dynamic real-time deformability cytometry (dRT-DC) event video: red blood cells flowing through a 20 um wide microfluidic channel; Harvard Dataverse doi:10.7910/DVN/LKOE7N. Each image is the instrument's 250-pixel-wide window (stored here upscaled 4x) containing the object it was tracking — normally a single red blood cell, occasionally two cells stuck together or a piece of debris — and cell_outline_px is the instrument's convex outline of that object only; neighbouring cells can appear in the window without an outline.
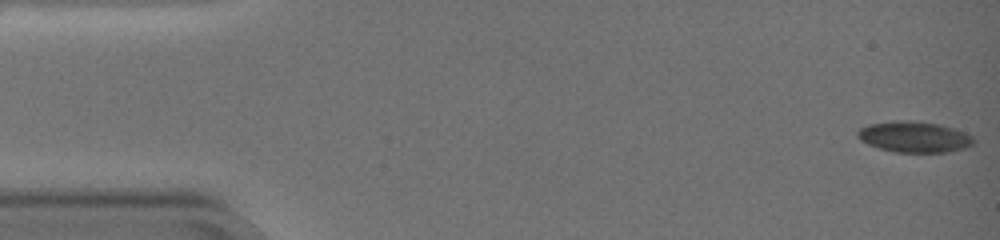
{"species": "common noctule bat (a hibernating species)", "species_latin": "Nyctalus noctula", "temperature_condition": "warm", "stored_images_in_passage": 59, "camera_frame_rate_fps": 3000, "um_per_image_px": 0.085, "animal": {"sex": "female", "body_mass_g": 19.0, "forearm_length_mm": 51.5}, "frame": {"image": 1, "passage_image": 1, "time_ms": 0.0, "image_size_px": [1000, 240], "cell_outline_px": [[976, 140], [972, 144], [964, 148], [948, 152], [896, 152], [880, 148], [868, 144], [860, 140], [856, 136], [856, 132], [860, 128], [868, 124], [892, 120], [912, 120], [940, 124], [964, 132], [972, 136]], "centroid_in_image_um": [77.68, 11.62], "position_along_channel_um": 7.3, "area_um2": 21.04}}
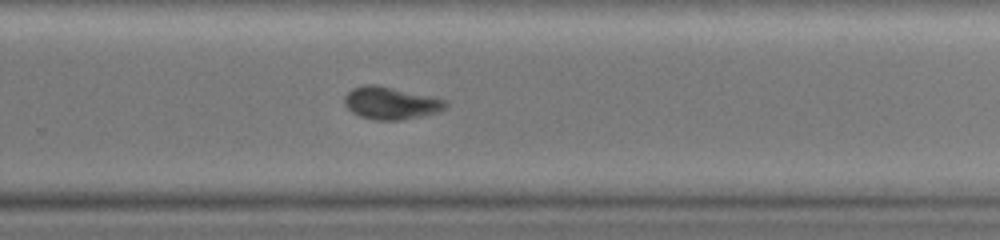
{"frame": {"image": 2, "passage_image": 40, "time_ms": 13.0, "image_size_px": [1000, 240], "cell_outline_px": [[448, 108], [440, 112], [404, 120], [376, 120], [360, 116], [352, 112], [344, 104], [344, 96], [352, 88], [364, 84], [376, 84], [448, 100]], "centroid_in_image_um": [33.25, 8.76], "position_along_channel_um": 296.6, "area_um2": 19.36}}
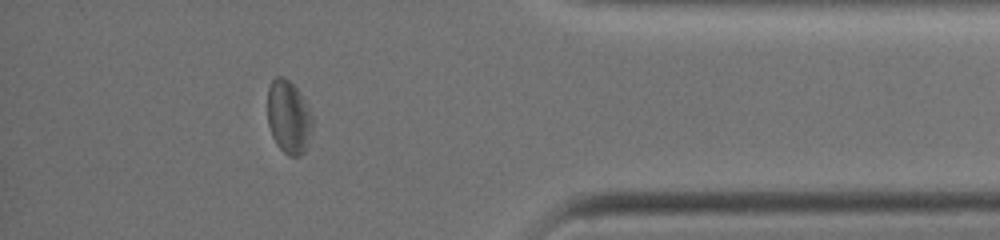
{"frame": {"image": 3, "passage_image": 52, "time_ms": 17.0, "image_size_px": [1000, 240], "cell_outline_px": [[312, 124], [308, 140], [304, 152], [300, 156], [288, 156], [276, 144], [272, 136], [268, 124], [268, 88], [272, 80], [276, 76], [280, 76], [288, 80], [296, 88], [304, 100], [312, 116]], "centroid_in_image_um": [24.51, 9.96], "position_along_channel_um": 410.7, "area_um2": 18.9}, "authors_computed_cell_mechanics": {"area_um2": 19.8832, "velocity_mm_per_s": 3.2966, "shape_relaxation_time_tau1_ms": 7.1443, "shape_relaxation_time_tau2_ms": 2.3615, "deformation_change_tau1": 0.1657, "deformation_change_tau2": 0.0594}}